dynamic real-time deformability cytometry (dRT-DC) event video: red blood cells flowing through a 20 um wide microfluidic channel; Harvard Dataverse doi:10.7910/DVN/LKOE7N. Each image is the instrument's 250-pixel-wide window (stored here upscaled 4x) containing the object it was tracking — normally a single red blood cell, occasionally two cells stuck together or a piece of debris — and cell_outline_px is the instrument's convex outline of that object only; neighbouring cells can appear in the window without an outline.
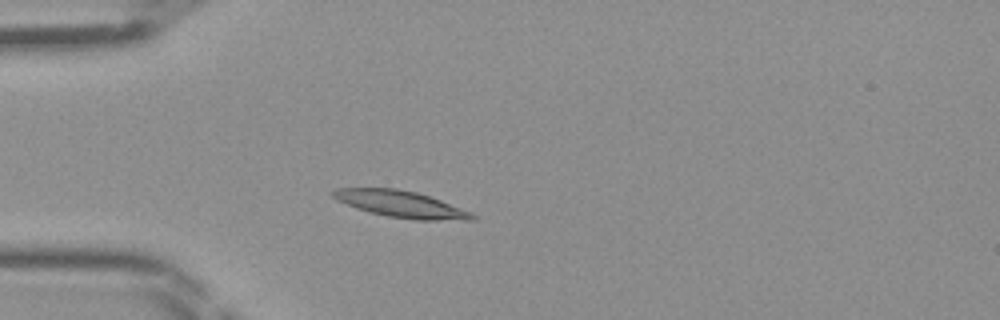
{"species": "Egyptian fruit bat (a non-hibernating species)", "species_latin": "Rousettus aegyptiacus", "temperature_condition": "room temperature", "stored_images_in_passage": 42, "camera_frame_rate_fps": 3000, "um_per_image_px": 0.085, "frame": {"image": 1, "passage_image": 9, "time_ms": 2.667, "image_size_px": [1000, 320], "cell_outline_px": [[476, 220], [416, 220], [388, 216], [368, 212], [356, 208], [336, 200], [328, 192], [336, 188], [396, 188], [416, 192], [440, 200], [472, 212], [476, 216]], "centroid_in_image_um": [34.05, 17.35], "position_along_channel_um": 51.0, "area_um2": 21.68}}
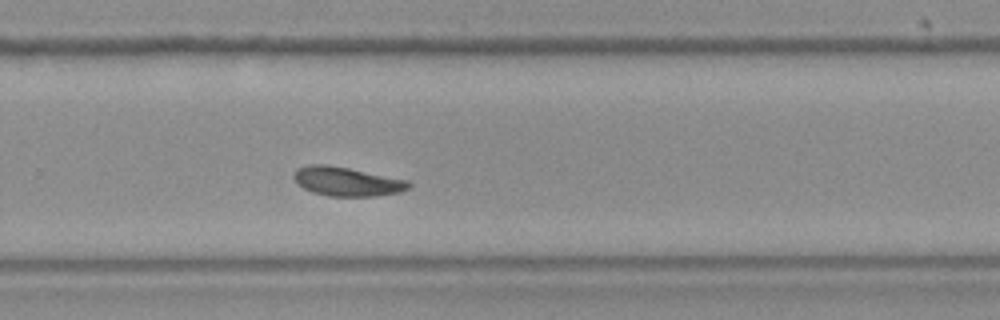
{"frame": {"image": 2, "passage_image": 27, "time_ms": 8.667, "image_size_px": [1000, 320], "cell_outline_px": [[412, 184], [408, 188], [400, 192], [376, 196], [328, 196], [312, 192], [296, 184], [292, 176], [292, 172], [296, 168], [308, 164], [328, 164], [408, 180]], "centroid_in_image_um": [29.42, 15.42], "position_along_channel_um": 300.4, "area_um2": 19.65}}
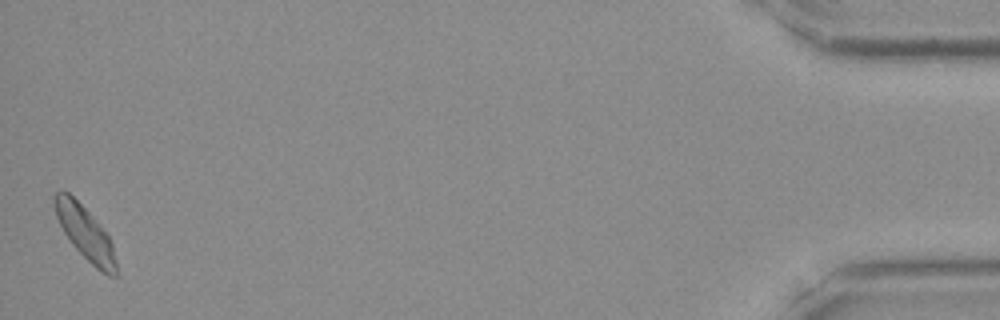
{"frame": {"image": 3, "passage_image": 42, "time_ms": 13.667, "image_size_px": [1000, 320], "cell_outline_px": [[116, 276], [108, 276], [100, 272], [72, 244], [64, 232], [56, 216], [52, 200], [52, 196], [60, 188], [64, 188], [88, 212], [108, 236], [112, 244], [116, 260]], "centroid_in_image_um": [7.2, 19.77], "position_along_channel_um": 428.0, "area_um2": 18.9}}